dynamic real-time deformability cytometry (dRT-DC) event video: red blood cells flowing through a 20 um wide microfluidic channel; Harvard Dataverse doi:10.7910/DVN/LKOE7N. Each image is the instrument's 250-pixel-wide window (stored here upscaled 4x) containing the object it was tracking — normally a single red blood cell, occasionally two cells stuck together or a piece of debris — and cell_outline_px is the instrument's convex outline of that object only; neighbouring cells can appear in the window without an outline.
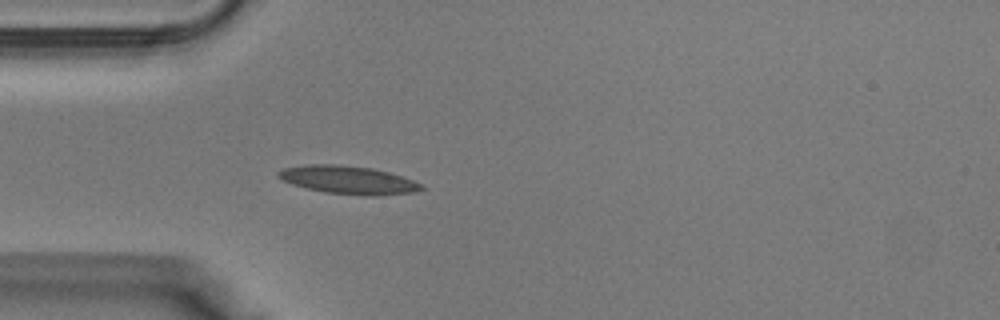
{"species": "Egyptian fruit bat (a non-hibernating species)", "species_latin": "Rousettus aegyptiacus", "temperature_condition": "warm", "stored_images_in_passage": 29, "camera_frame_rate_fps": 3000, "um_per_image_px": 0.085, "animal": {"sex": "male"}, "frame": {"image": 1, "passage_image": 1, "time_ms": 0.0, "image_size_px": [1000, 320], "cell_outline_px": [[424, 188], [412, 192], [376, 196], [372, 196], [324, 192], [292, 184], [276, 176], [276, 172], [284, 168], [308, 164], [340, 164], [372, 168], [388, 172], [424, 184]], "centroid_in_image_um": [29.59, 15.29], "position_along_channel_um": 55.4, "area_um2": 23.29}}
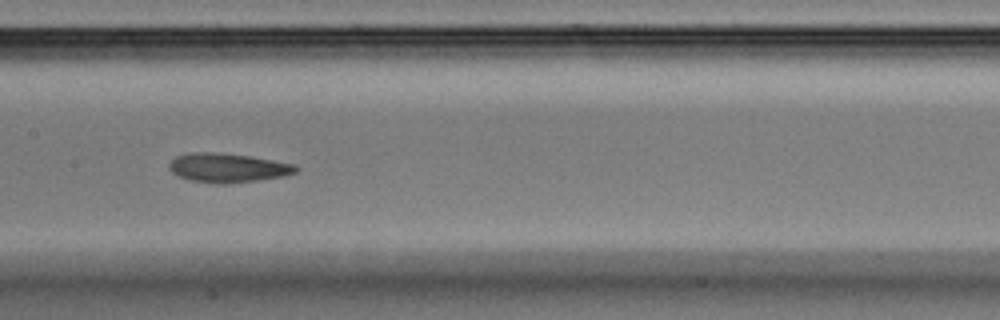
{"frame": {"image": 2, "passage_image": 9, "time_ms": 2.667, "image_size_px": [1000, 320], "cell_outline_px": [[300, 168], [296, 172], [284, 176], [256, 180], [224, 184], [220, 184], [192, 180], [180, 176], [172, 172], [168, 168], [168, 164], [176, 156], [188, 152], [216, 152], [248, 156], [296, 164]], "centroid_in_image_um": [19.36, 14.25], "position_along_channel_um": 188.0, "area_um2": 21.39}}
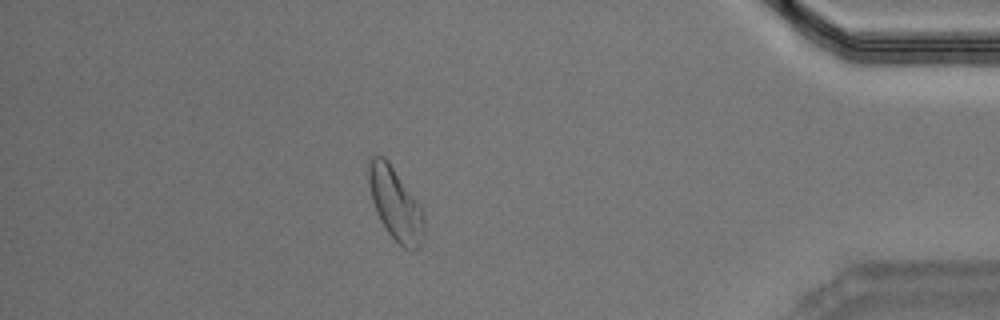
{"frame": {"image": 3, "passage_image": 24, "time_ms": 7.667, "image_size_px": [1000, 320], "cell_outline_px": [[424, 240], [420, 248], [404, 248], [388, 232], [380, 220], [376, 212], [372, 200], [368, 180], [368, 160], [372, 156], [384, 156], [388, 160], [424, 208]], "centroid_in_image_um": [33.64, 17.32], "position_along_channel_um": 401.6, "area_um2": 23.7}}